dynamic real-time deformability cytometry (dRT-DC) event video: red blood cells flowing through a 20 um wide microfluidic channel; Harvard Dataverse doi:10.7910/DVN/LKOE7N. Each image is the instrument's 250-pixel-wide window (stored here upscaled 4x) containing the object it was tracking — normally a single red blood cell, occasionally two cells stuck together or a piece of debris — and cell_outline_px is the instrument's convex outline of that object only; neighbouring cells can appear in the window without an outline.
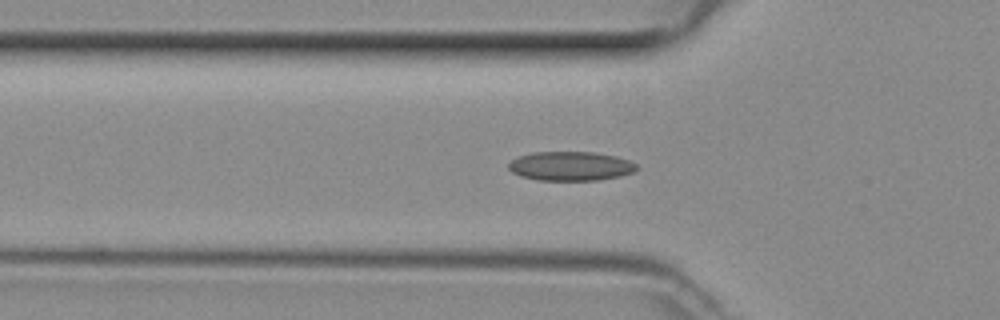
{"species": "common noctule bat (a hibernating species)", "species_latin": "Nyctalus noctula", "temperature_condition": "room temperature", "stored_images_in_passage": 47, "camera_frame_rate_fps": 3000, "um_per_image_px": 0.085, "animal": {"sex": "female", "body_mass_g": 29.2, "forearm_length_mm": 56.3}, "frame": {"image": 1, "passage_image": 13, "time_ms": 4.0, "image_size_px": [1000, 320], "cell_outline_px": [[636, 172], [620, 176], [600, 180], [536, 180], [520, 176], [512, 172], [508, 168], [508, 164], [516, 156], [532, 152], [596, 152], [616, 156], [628, 160], [636, 164]], "centroid_in_image_um": [48.48, 14.12], "position_along_channel_um": 77.3, "area_um2": 21.96}}
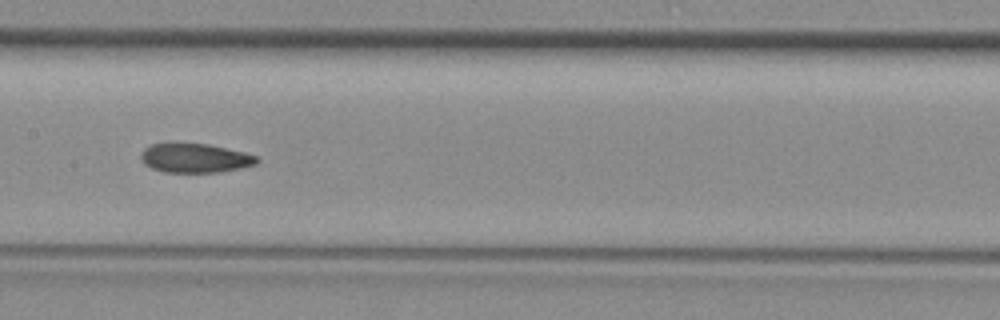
{"frame": {"image": 2, "passage_image": 21, "time_ms": 6.667, "image_size_px": [1000, 320], "cell_outline_px": [[260, 160], [256, 164], [240, 168], [220, 172], [164, 172], [152, 168], [144, 164], [140, 156], [140, 152], [144, 148], [152, 144], [168, 140], [176, 140], [208, 144], [244, 152], [256, 156]], "centroid_in_image_um": [16.5, 13.38], "position_along_channel_um": 190.9, "area_um2": 20.46}}
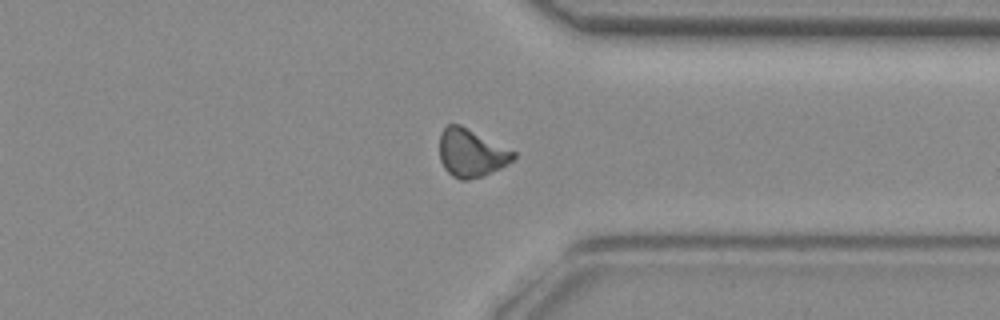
{"frame": {"image": 3, "passage_image": 34, "time_ms": 11.0, "image_size_px": [1000, 320], "cell_outline_px": [[516, 156], [512, 160], [500, 168], [484, 176], [468, 180], [460, 180], [452, 176], [444, 168], [440, 160], [440, 132], [448, 124], [460, 124], [516, 152]], "centroid_in_image_um": [40.03, 13.01], "position_along_channel_um": 371.4, "area_um2": 20.63}}